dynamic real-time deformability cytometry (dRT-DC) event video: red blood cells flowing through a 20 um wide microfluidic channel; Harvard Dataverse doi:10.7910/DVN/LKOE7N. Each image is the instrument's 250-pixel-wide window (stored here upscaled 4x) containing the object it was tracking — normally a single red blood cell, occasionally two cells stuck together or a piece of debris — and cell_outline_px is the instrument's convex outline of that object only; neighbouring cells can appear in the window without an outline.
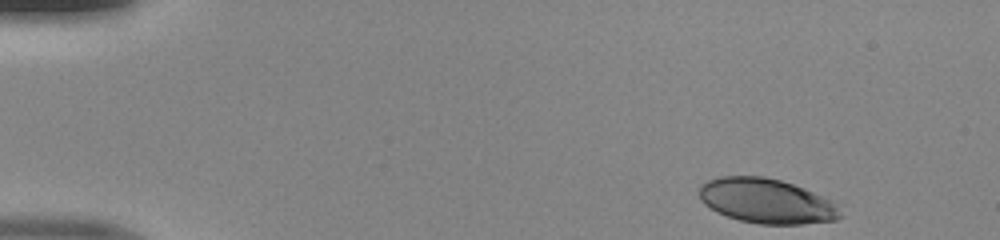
{"species": "human", "species_latin": "Homo sapiens", "temperature_condition": "room temperature", "stored_images_in_passage": 45, "camera_frame_rate_fps": 3000, "um_per_image_px": 0.085, "donor": {"sex": "male"}, "frame": {"image": 1, "passage_image": 1, "time_ms": 0.0, "image_size_px": [1000, 240], "cell_outline_px": [[840, 216], [836, 220], [800, 224], [760, 224], [740, 220], [728, 216], [704, 204], [700, 200], [700, 188], [708, 180], [724, 176], [764, 176], [780, 180], [804, 188], [828, 200], [836, 208]], "centroid_in_image_um": [65.11, 17.08], "position_along_channel_um": 19.9, "area_um2": 35.89}}
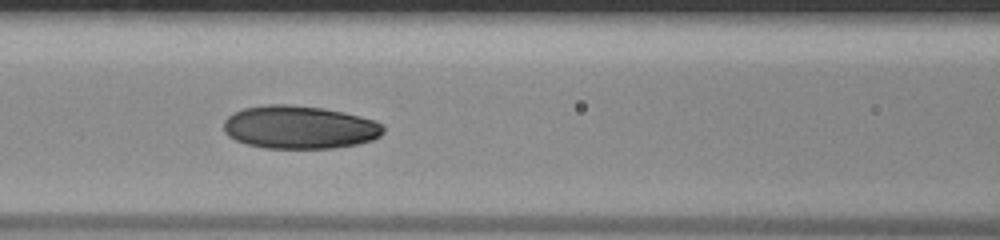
{"frame": {"image": 2, "passage_image": 18, "time_ms": 5.667, "image_size_px": [1000, 240], "cell_outline_px": [[384, 132], [380, 136], [372, 140], [356, 144], [332, 148], [264, 148], [244, 144], [228, 136], [224, 132], [224, 120], [228, 116], [244, 108], [268, 104], [288, 104], [324, 108], [344, 112], [376, 120], [384, 124]], "centroid_in_image_um": [25.47, 10.81], "position_along_channel_um": 141.1, "area_um2": 40.34}}
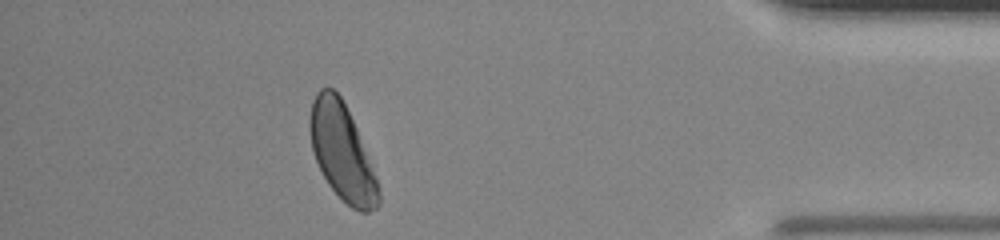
{"frame": {"image": 3, "passage_image": 40, "time_ms": 13.0, "image_size_px": [1000, 240], "cell_outline_px": [[380, 204], [376, 208], [368, 212], [360, 212], [352, 208], [328, 184], [316, 160], [312, 148], [308, 128], [308, 120], [312, 100], [316, 92], [320, 88], [332, 88], [340, 96], [356, 128], [372, 164], [380, 192]], "centroid_in_image_um": [29.06, 12.92], "position_along_channel_um": 406.1, "area_um2": 38.21}}